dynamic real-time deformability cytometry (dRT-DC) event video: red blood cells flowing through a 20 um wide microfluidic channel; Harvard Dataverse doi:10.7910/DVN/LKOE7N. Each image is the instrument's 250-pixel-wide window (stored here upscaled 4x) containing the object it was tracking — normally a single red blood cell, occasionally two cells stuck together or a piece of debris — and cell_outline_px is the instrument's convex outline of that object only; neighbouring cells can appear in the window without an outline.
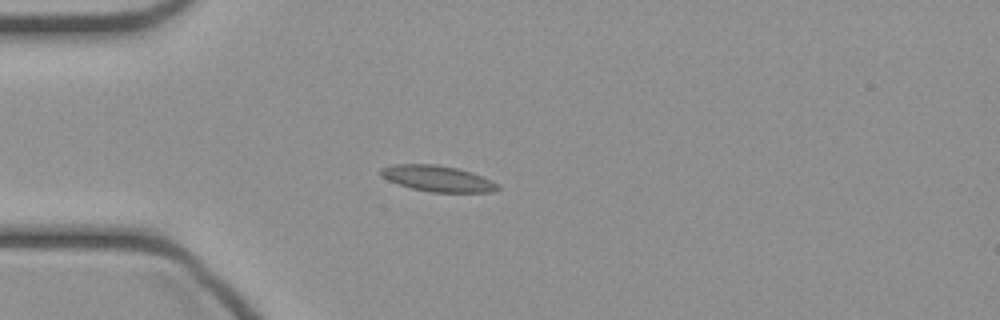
{"species": "common noctule bat (a hibernating species)", "species_latin": "Nyctalus noctula", "temperature_condition": "cold", "stored_images_in_passage": 36, "camera_frame_rate_fps": 3000, "um_per_image_px": 0.085, "animal": {"sex": "female", "body_mass_g": 21.9}, "frame": {"image": 1, "passage_image": 1, "time_ms": 0.0, "image_size_px": [1000, 320], "cell_outline_px": [[500, 188], [492, 192], [432, 192], [412, 188], [388, 180], [380, 176], [380, 168], [392, 164], [436, 164], [456, 168], [472, 172], [492, 180], [500, 184]], "centroid_in_image_um": [37.21, 15.17], "position_along_channel_um": 47.8, "area_um2": 17.74}}
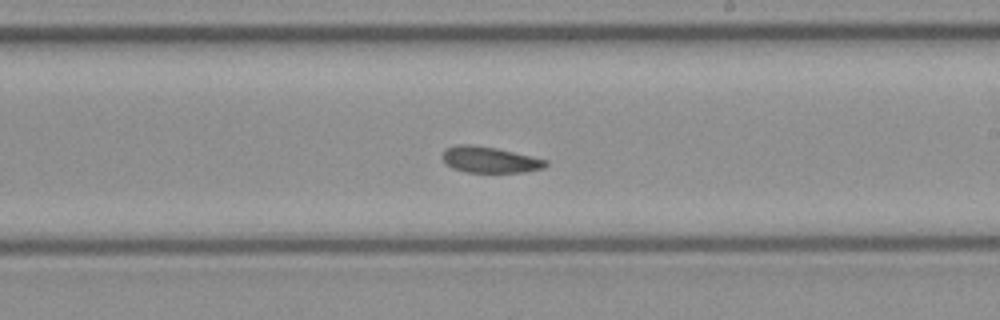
{"frame": {"image": 2, "passage_image": 16, "time_ms": 5.0, "image_size_px": [1000, 320], "cell_outline_px": [[548, 164], [544, 168], [524, 172], [464, 172], [452, 168], [444, 164], [440, 156], [444, 148], [456, 144], [472, 144], [496, 148], [548, 160]], "centroid_in_image_um": [41.55, 13.57], "position_along_channel_um": 247.5, "area_um2": 16.01}}
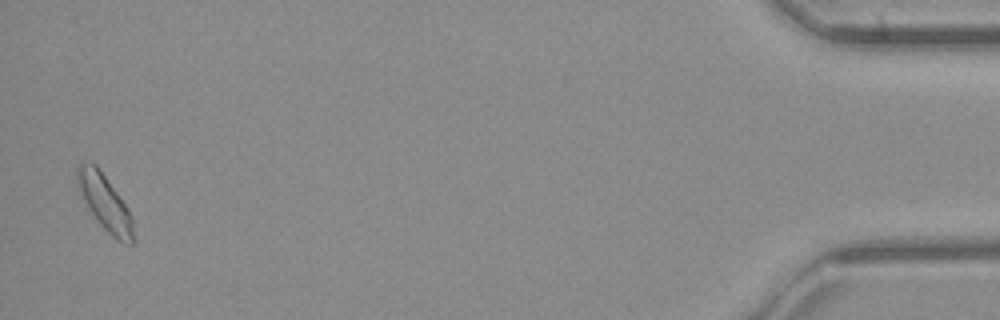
{"frame": {"image": 3, "passage_image": 35, "time_ms": 11.333, "image_size_px": [1000, 320], "cell_outline_px": [[136, 240], [132, 244], [124, 244], [116, 240], [100, 224], [84, 204], [76, 188], [76, 164], [80, 160], [92, 160], [96, 164], [116, 192], [132, 216]], "centroid_in_image_um": [8.86, 17.18], "position_along_channel_um": 426.3, "area_um2": 18.84}}